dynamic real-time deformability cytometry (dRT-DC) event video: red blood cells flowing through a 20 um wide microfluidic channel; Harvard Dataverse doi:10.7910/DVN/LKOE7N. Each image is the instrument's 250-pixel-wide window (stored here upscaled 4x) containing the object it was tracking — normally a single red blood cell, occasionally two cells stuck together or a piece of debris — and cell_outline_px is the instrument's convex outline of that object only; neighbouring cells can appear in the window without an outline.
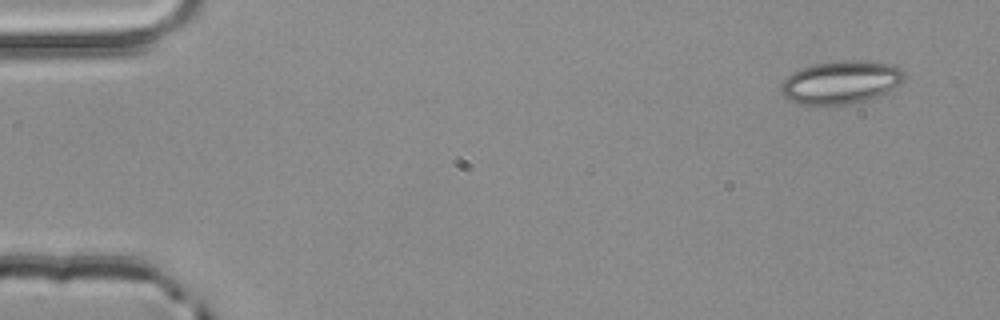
{"species": "common noctule bat (a hibernating species)", "species_latin": "Nyctalus noctula", "temperature_condition": "room temperature", "stored_images_in_passage": 4, "camera_frame_rate_fps": 3000, "um_per_image_px": 0.085, "animal": {"sex": "male", "body_mass_g": 20.4}, "frame": {"image": 1, "passage_image": 1, "time_ms": 0.0, "image_size_px": [1000, 320], "cell_outline_px": [[908, 76], [900, 84], [884, 96], [844, 104], [796, 104], [784, 96], [780, 92], [780, 88], [784, 80], [792, 72], [816, 64], [836, 60], [868, 60], [888, 64], [900, 68]], "centroid_in_image_um": [71.53, 6.99], "position_along_channel_um": 13.5, "area_um2": 31.1}}